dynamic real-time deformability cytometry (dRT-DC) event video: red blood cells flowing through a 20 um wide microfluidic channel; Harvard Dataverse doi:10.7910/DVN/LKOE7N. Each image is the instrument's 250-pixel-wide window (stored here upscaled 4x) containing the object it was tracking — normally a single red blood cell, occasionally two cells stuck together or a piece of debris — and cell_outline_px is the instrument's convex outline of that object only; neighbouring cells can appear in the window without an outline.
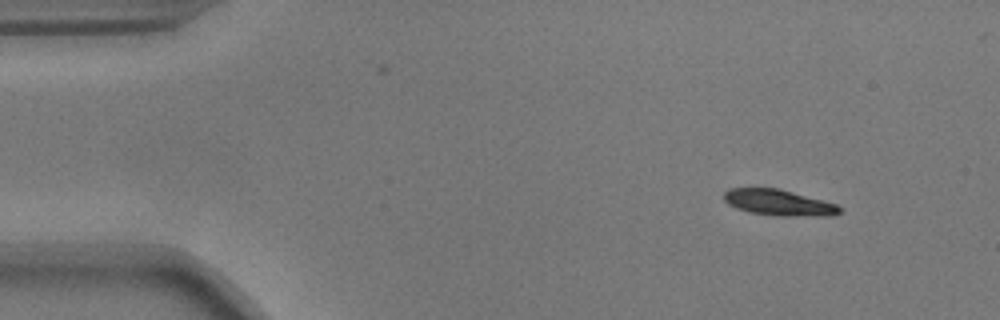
{"species": "common noctule bat (a hibernating species)", "species_latin": "Nyctalus noctula", "temperature_condition": "warm", "stored_images_in_passage": 10, "camera_frame_rate_fps": 3000, "um_per_image_px": 0.085, "animal": {"sex": "male", "body_mass_g": 17.9}, "frame": {"image": 1, "passage_image": 1, "time_ms": 0.0, "image_size_px": [1000, 320], "cell_outline_px": [[840, 212], [824, 216], [784, 216], [748, 212], [736, 208], [728, 204], [724, 200], [724, 192], [728, 188], [780, 188], [836, 204], [840, 208]], "centroid_in_image_um": [66.14, 17.21], "position_along_channel_um": 18.9, "area_um2": 17.4}}
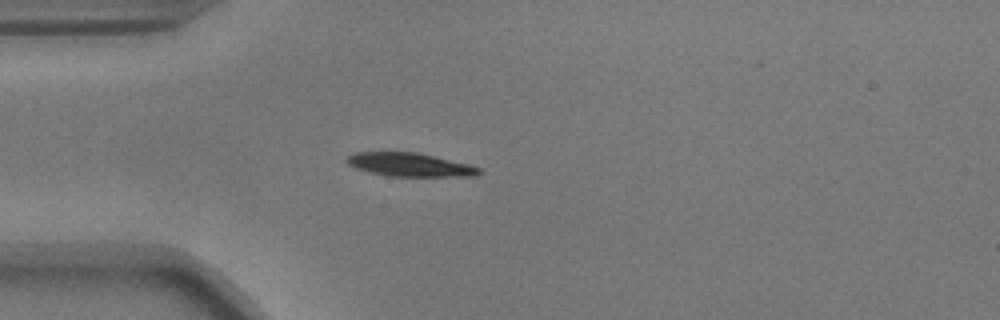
{"frame": {"image": 2, "passage_image": 10, "time_ms": 3.0, "image_size_px": [1000, 320], "cell_outline_px": [[480, 172], [476, 176], [388, 176], [368, 172], [356, 168], [348, 164], [344, 160], [344, 156], [356, 152], [416, 152], [468, 164], [480, 168]], "centroid_in_image_um": [34.75, 13.99], "position_along_channel_um": 50.2, "area_um2": 18.09}}